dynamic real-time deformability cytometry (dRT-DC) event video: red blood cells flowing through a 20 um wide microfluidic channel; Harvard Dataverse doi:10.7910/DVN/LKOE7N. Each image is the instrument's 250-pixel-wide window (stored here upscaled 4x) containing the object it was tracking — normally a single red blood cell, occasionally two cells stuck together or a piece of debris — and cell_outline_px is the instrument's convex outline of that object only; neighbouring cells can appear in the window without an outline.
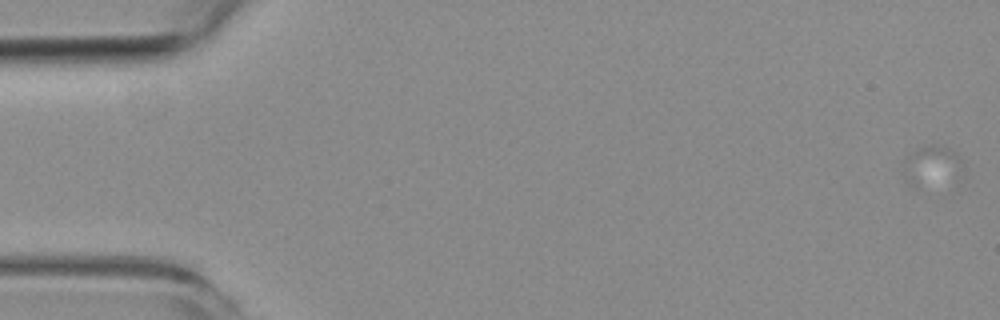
{"species": "common noctule bat (a hibernating species)", "species_latin": "Nyctalus noctula", "temperature_condition": "room temperature", "stored_images_in_passage": 7, "camera_frame_rate_fps": 3000, "um_per_image_px": 0.085, "animal": {"sex": "female", "body_mass_g": 19.3, "forearm_length_mm": 54.1}, "frame": {"image": 1, "passage_image": 1, "time_ms": 0.0, "image_size_px": [1000, 320], "cell_outline_px": [[964, 164], [960, 168], [916, 188], [912, 188], [904, 180], [904, 160], [916, 148], [928, 144], [936, 144], [948, 148], [956, 152]], "centroid_in_image_um": [79.03, 13.97], "position_along_channel_um": 6.0, "area_um2": 12.66}}
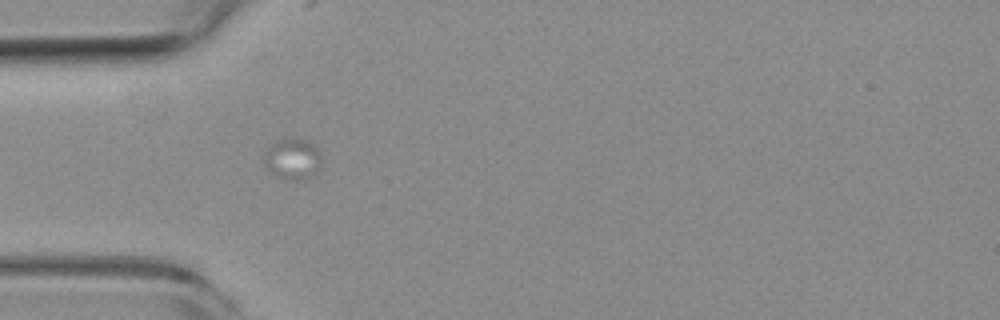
{"frame": {"image": 2, "passage_image": 6, "time_ms": 7.0, "image_size_px": [1000, 320], "cell_outline_px": [[320, 172], [304, 180], [284, 180], [272, 172], [264, 164], [264, 160], [268, 144], [276, 140], [296, 136], [308, 140], [320, 152]], "centroid_in_image_um": [24.89, 13.49], "position_along_channel_um": 60.1, "area_um2": 14.16}}